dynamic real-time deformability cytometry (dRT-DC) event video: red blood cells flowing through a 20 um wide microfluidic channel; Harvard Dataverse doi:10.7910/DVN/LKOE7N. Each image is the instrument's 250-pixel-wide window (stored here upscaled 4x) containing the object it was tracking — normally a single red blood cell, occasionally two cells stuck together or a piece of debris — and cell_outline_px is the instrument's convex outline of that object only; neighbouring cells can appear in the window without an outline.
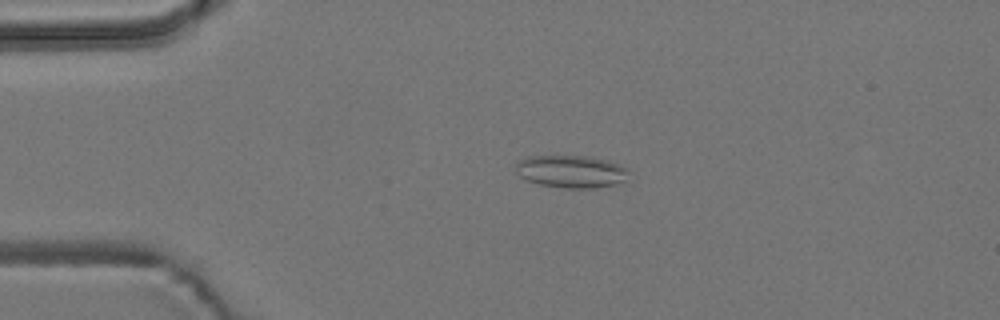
{"species": "common noctule bat (a hibernating species)", "species_latin": "Nyctalus noctula", "temperature_condition": "room temperature", "stored_images_in_passage": 5, "camera_frame_rate_fps": 3000, "um_per_image_px": 0.085, "animal": {"sex": "male", "body_mass_g": 19.2, "forearm_length_mm": 51.8}, "frame": {"image": 1, "passage_image": 2, "time_ms": 1.667, "image_size_px": [1000, 320], "cell_outline_px": [[628, 168], [624, 180], [616, 184], [592, 188], [564, 188], [540, 184], [528, 180], [520, 176], [516, 172], [516, 164], [524, 156], [584, 156], [608, 160]], "centroid_in_image_um": [48.52, 14.57], "position_along_channel_um": 36.5, "area_um2": 21.21}}